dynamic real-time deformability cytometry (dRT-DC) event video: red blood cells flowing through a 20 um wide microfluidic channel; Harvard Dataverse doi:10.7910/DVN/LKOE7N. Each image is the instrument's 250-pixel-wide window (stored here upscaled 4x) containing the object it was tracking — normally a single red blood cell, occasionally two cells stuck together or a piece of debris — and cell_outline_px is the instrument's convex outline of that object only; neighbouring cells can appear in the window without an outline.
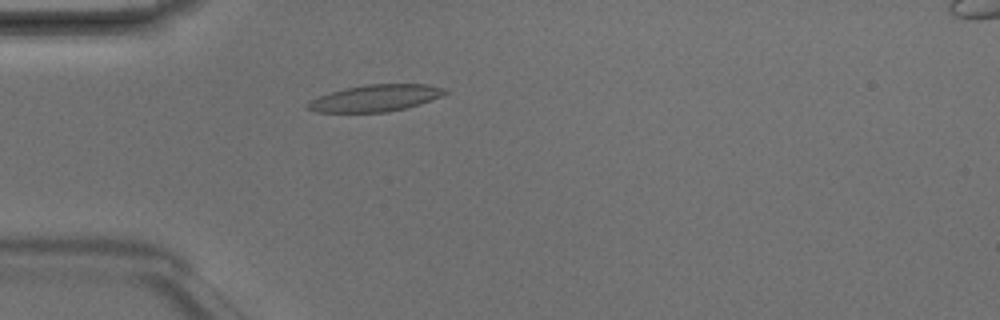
{"species": "Egyptian fruit bat (a non-hibernating species)", "species_latin": "Rousettus aegyptiacus", "temperature_condition": "room temperature", "stored_images_in_passage": 1, "camera_frame_rate_fps": 3000, "um_per_image_px": 0.085, "animal": {"sex": "male"}, "frame": {"image": 1, "passage_image": 1, "time_ms": 0.0, "image_size_px": [1000, 320], "cell_outline_px": [[448, 92], [440, 96], [420, 104], [408, 108], [388, 112], [316, 112], [304, 108], [304, 104], [308, 100], [344, 88], [368, 84], [428, 84], [444, 88]], "centroid_in_image_um": [31.86, 8.34], "position_along_channel_um": 53.1, "area_um2": 21.5}}